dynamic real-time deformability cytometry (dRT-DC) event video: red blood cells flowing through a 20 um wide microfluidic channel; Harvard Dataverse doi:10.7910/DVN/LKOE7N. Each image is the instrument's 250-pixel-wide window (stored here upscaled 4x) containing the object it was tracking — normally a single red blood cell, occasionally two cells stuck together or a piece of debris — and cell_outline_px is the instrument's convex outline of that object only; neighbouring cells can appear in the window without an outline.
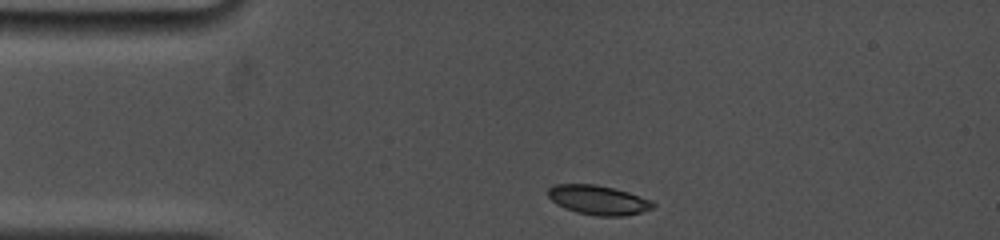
{"species": "common noctule bat (a hibernating species)", "species_latin": "Nyctalus noctula", "temperature_condition": "cold", "stored_images_in_passage": 51, "camera_frame_rate_fps": 5000, "um_per_image_px": 0.085, "animal": {"sex": "female", "body_mass_g": 19.0, "forearm_length_mm": 53.3}, "frame": {"image": 1, "passage_image": 1, "time_ms": 0.0, "image_size_px": [1000, 240], "cell_outline_px": [[656, 204], [652, 208], [640, 212], [624, 216], [596, 216], [576, 212], [564, 208], [556, 204], [548, 196], [548, 188], [552, 184], [596, 184], [628, 192], [652, 200]], "centroid_in_image_um": [50.83, 17.0], "position_along_channel_um": 34.2, "area_um2": 18.03}}
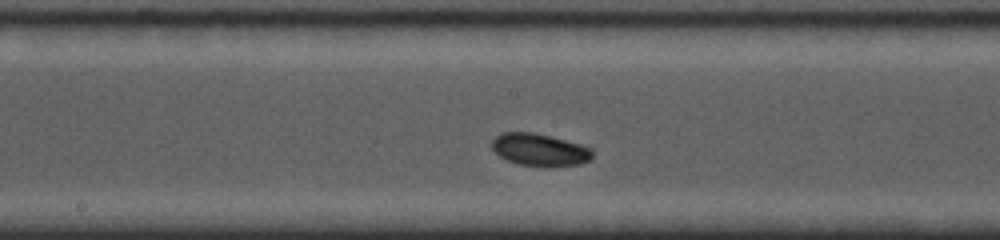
{"frame": {"image": 2, "passage_image": 28, "time_ms": 5.4, "image_size_px": [1000, 240], "cell_outline_px": [[592, 160], [580, 164], [548, 168], [544, 168], [516, 164], [500, 156], [492, 148], [492, 140], [500, 132], [532, 132], [580, 144], [592, 148]], "centroid_in_image_um": [45.88, 12.76], "position_along_channel_um": 202.3, "area_um2": 19.25}}
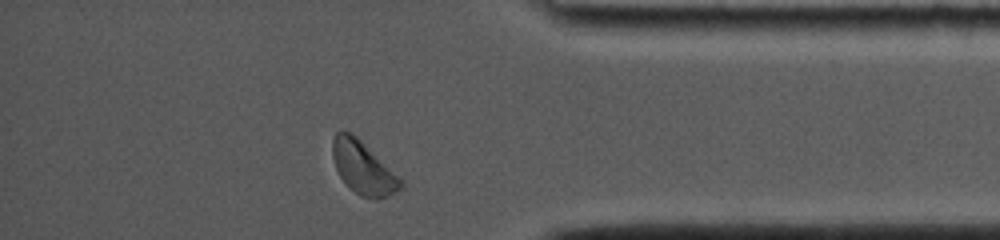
{"frame": {"image": 3, "passage_image": 48, "time_ms": 11.0, "image_size_px": [1000, 240], "cell_outline_px": [[404, 184], [400, 188], [384, 196], [360, 196], [340, 176], [336, 168], [332, 156], [332, 140], [336, 132], [340, 128], [352, 132], [404, 180]], "centroid_in_image_um": [30.84, 14.16], "position_along_channel_um": 404.4, "area_um2": 20.52}, "authors_computed_cell_mechanics": {"area_um2": 18.9584, "velocity_mm_per_s": 3.7561, "shape_relaxation_time_tau1_ms": 1.2449, "shape_relaxation_time_tau2_ms": 8.8153, "deformation_change_tau1": 0.0707, "deformation_change_tau2": 0.0912}}